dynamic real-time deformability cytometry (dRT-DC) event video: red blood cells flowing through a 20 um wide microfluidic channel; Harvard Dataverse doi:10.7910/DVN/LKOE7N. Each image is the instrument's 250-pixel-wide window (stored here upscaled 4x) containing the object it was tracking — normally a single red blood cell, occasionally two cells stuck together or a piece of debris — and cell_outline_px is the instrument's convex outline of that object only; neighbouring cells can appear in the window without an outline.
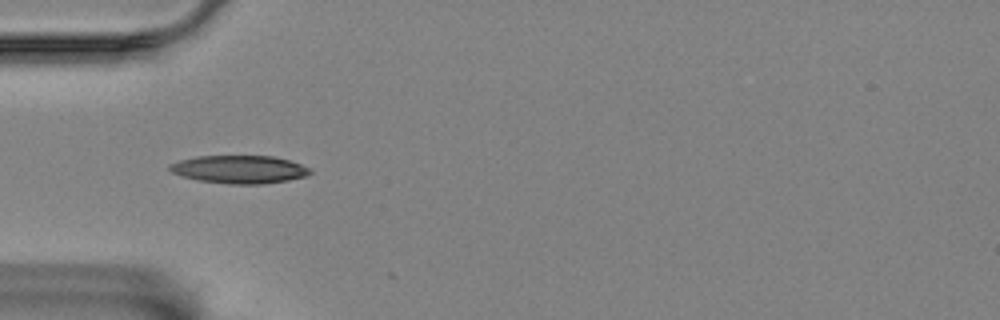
{"species": "Egyptian fruit bat (a non-hibernating species)", "species_latin": "Rousettus aegyptiacus", "temperature_condition": "room temperature", "stored_images_in_passage": 34, "camera_frame_rate_fps": 3000, "um_per_image_px": 0.085, "animal": {"sex": "female"}, "frame": {"image": 1, "passage_image": 1, "time_ms": 0.0, "image_size_px": [1000, 320], "cell_outline_px": [[312, 172], [308, 176], [288, 180], [264, 184], [228, 184], [196, 180], [180, 176], [172, 172], [168, 168], [168, 164], [180, 160], [196, 156], [272, 156], [288, 160], [300, 164], [308, 168]], "centroid_in_image_um": [20.31, 14.4], "position_along_channel_um": 64.7, "area_um2": 23.0}}
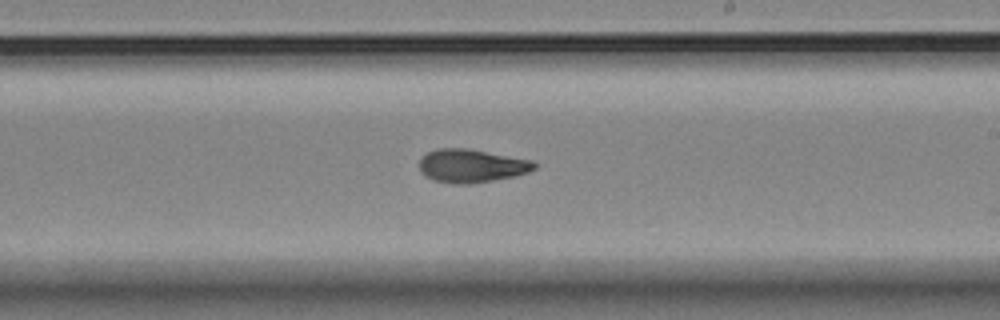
{"frame": {"image": 2, "passage_image": 17, "time_ms": 5.333, "image_size_px": [1000, 320], "cell_outline_px": [[536, 168], [528, 172], [516, 176], [468, 184], [452, 184], [432, 180], [424, 176], [420, 172], [420, 160], [428, 152], [436, 148], [468, 148], [532, 160], [536, 164]], "centroid_in_image_um": [40.06, 14.1], "position_along_channel_um": 248.9, "area_um2": 22.43}}
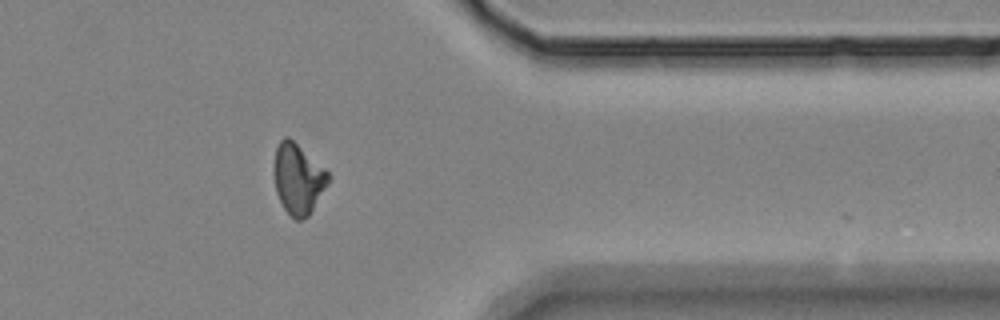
{"frame": {"image": 3, "passage_image": 30, "time_ms": 9.667, "image_size_px": [1000, 320], "cell_outline_px": [[332, 176], [328, 184], [308, 216], [300, 220], [296, 220], [284, 208], [276, 192], [276, 148], [280, 140], [284, 136], [288, 136], [324, 168]], "centroid_in_image_um": [25.38, 15.2], "position_along_channel_um": 386.0, "area_um2": 21.62}, "authors_computed_cell_mechanics": {"area_um2": 22.1952, "velocity_mm_per_s": 3.4548, "shape_relaxation_time_tau1_ms": 8.3026, "shape_relaxation_time_tau2_ms": 4.2409, "deformation_change_tau1": 0.1994, "deformation_change_tau2": 0.114}}